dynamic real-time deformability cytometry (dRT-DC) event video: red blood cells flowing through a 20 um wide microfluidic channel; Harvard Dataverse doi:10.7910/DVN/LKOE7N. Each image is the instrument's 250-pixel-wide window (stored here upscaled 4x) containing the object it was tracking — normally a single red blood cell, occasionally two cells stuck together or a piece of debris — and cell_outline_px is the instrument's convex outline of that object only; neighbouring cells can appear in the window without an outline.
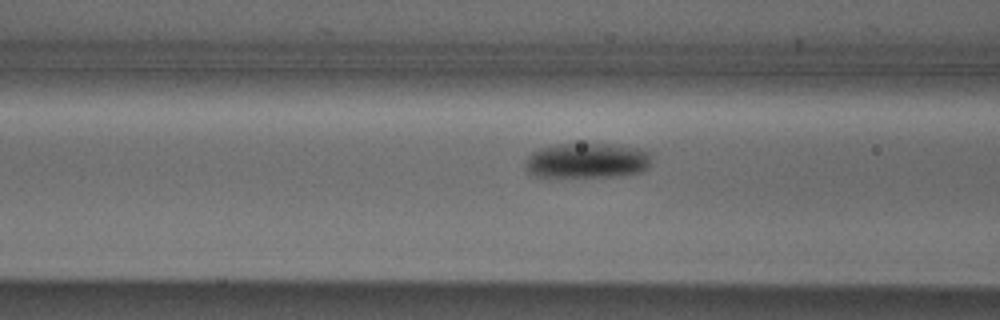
{"species": "Egyptian fruit bat (a non-hibernating species)", "species_latin": "Rousettus aegyptiacus", "temperature_condition": "cold", "stored_images_in_passage": 10, "camera_frame_rate_fps": 3000, "um_per_image_px": 0.085, "animal": {"sex": "male"}, "frame": {"image": 1, "passage_image": 4, "time_ms": 1.0, "image_size_px": [1000, 320], "cell_outline_px": [[652, 156], [648, 168], [640, 172], [616, 176], [536, 176], [528, 172], [524, 168], [524, 160], [532, 152], [540, 148], [556, 144], [612, 144], [636, 148], [648, 152]], "centroid_in_image_um": [49.87, 13.64], "position_along_channel_um": 116.7, "area_um2": 25.78}}
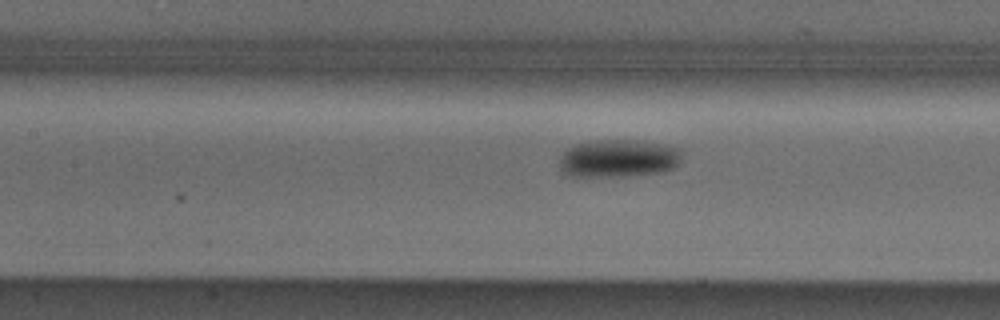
{"frame": {"image": 2, "passage_image": 7, "time_ms": 2.0, "image_size_px": [1000, 320], "cell_outline_px": [[680, 160], [672, 168], [660, 172], [620, 176], [568, 176], [560, 168], [560, 156], [568, 148], [576, 144], [592, 140], [640, 140], [664, 144], [680, 148]], "centroid_in_image_um": [52.54, 13.44], "position_along_channel_um": 154.9, "area_um2": 26.88}}